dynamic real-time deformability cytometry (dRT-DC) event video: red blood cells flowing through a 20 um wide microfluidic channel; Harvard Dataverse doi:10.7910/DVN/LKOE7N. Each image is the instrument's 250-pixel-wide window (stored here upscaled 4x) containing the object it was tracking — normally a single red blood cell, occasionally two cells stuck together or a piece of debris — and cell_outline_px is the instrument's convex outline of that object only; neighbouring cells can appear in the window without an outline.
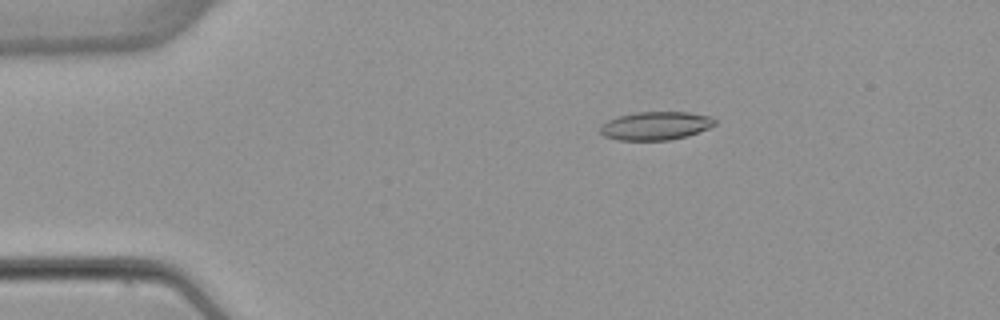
{"species": "common noctule bat (a hibernating species)", "species_latin": "Nyctalus noctula", "temperature_condition": "warm", "stored_images_in_passage": 4, "camera_frame_rate_fps": 3000, "um_per_image_px": 0.085, "animal": {"sex": "female", "body_mass_g": 22.7, "forearm_length_mm": 54.2}, "frame": {"image": 1, "passage_image": 1, "time_ms": 0.0, "image_size_px": [1000, 320], "cell_outline_px": [[716, 124], [708, 128], [688, 136], [668, 140], [616, 140], [604, 136], [600, 132], [600, 124], [608, 120], [620, 116], [636, 112], [688, 112], [712, 116], [716, 120]], "centroid_in_image_um": [55.73, 10.69], "position_along_channel_um": 29.3, "area_um2": 19.02}}
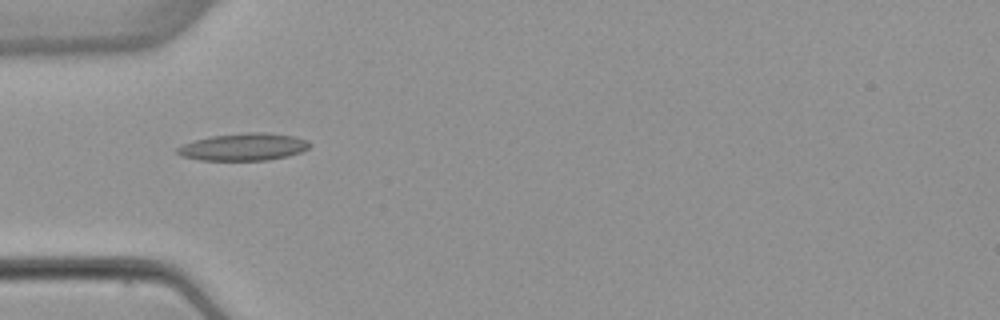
{"frame": {"image": 2, "passage_image": 3, "time_ms": 2.333, "image_size_px": [1000, 320], "cell_outline_px": [[312, 144], [308, 148], [300, 152], [288, 156], [268, 160], [200, 160], [180, 156], [176, 152], [176, 148], [184, 144], [196, 140], [212, 136], [244, 132], [268, 132], [296, 136], [308, 140]], "centroid_in_image_um": [20.74, 12.48], "position_along_channel_um": 64.3, "area_um2": 21.21}}
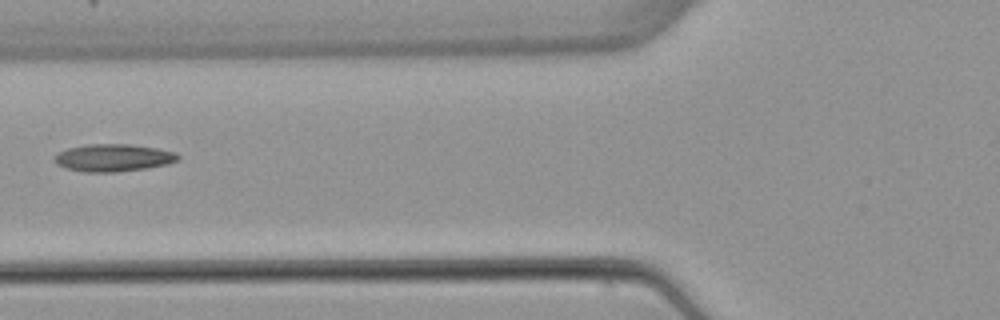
{"frame": {"image": 3, "passage_image": 4, "time_ms": 3.667, "image_size_px": [1000, 320], "cell_outline_px": [[180, 160], [168, 164], [148, 168], [116, 172], [84, 172], [64, 168], [56, 164], [52, 160], [52, 156], [68, 148], [84, 144], [128, 144], [156, 148], [176, 152], [180, 156]], "centroid_in_image_um": [9.61, 13.41], "position_along_channel_um": 116.2, "area_um2": 20.06}}